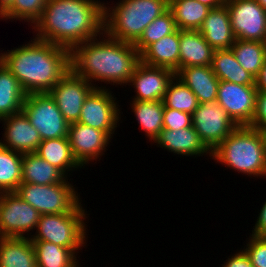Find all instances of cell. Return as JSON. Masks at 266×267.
<instances>
[{
	"mask_svg": "<svg viewBox=\"0 0 266 267\" xmlns=\"http://www.w3.org/2000/svg\"><path fill=\"white\" fill-rule=\"evenodd\" d=\"M175 77L188 86L199 104L216 102L220 80L211 66H191L180 68Z\"/></svg>",
	"mask_w": 266,
	"mask_h": 267,
	"instance_id": "ffe728a7",
	"label": "cell"
},
{
	"mask_svg": "<svg viewBox=\"0 0 266 267\" xmlns=\"http://www.w3.org/2000/svg\"><path fill=\"white\" fill-rule=\"evenodd\" d=\"M113 95L109 88H95L83 102L78 122L105 131L113 137L121 119L120 106Z\"/></svg>",
	"mask_w": 266,
	"mask_h": 267,
	"instance_id": "7c38bea8",
	"label": "cell"
},
{
	"mask_svg": "<svg viewBox=\"0 0 266 267\" xmlns=\"http://www.w3.org/2000/svg\"><path fill=\"white\" fill-rule=\"evenodd\" d=\"M39 217L40 213L16 192L0 193V237L30 238Z\"/></svg>",
	"mask_w": 266,
	"mask_h": 267,
	"instance_id": "9c48e42d",
	"label": "cell"
},
{
	"mask_svg": "<svg viewBox=\"0 0 266 267\" xmlns=\"http://www.w3.org/2000/svg\"><path fill=\"white\" fill-rule=\"evenodd\" d=\"M192 126V115L176 109L164 107L163 129L178 130Z\"/></svg>",
	"mask_w": 266,
	"mask_h": 267,
	"instance_id": "8d00e7d4",
	"label": "cell"
},
{
	"mask_svg": "<svg viewBox=\"0 0 266 267\" xmlns=\"http://www.w3.org/2000/svg\"><path fill=\"white\" fill-rule=\"evenodd\" d=\"M179 69L211 66L214 49L198 30H180Z\"/></svg>",
	"mask_w": 266,
	"mask_h": 267,
	"instance_id": "7402d4cb",
	"label": "cell"
},
{
	"mask_svg": "<svg viewBox=\"0 0 266 267\" xmlns=\"http://www.w3.org/2000/svg\"><path fill=\"white\" fill-rule=\"evenodd\" d=\"M2 51L1 62L26 94L48 93L71 69L70 49L36 38L18 48Z\"/></svg>",
	"mask_w": 266,
	"mask_h": 267,
	"instance_id": "3957f363",
	"label": "cell"
},
{
	"mask_svg": "<svg viewBox=\"0 0 266 267\" xmlns=\"http://www.w3.org/2000/svg\"><path fill=\"white\" fill-rule=\"evenodd\" d=\"M243 250L253 267H266V237L250 235Z\"/></svg>",
	"mask_w": 266,
	"mask_h": 267,
	"instance_id": "d590c367",
	"label": "cell"
},
{
	"mask_svg": "<svg viewBox=\"0 0 266 267\" xmlns=\"http://www.w3.org/2000/svg\"><path fill=\"white\" fill-rule=\"evenodd\" d=\"M236 39L266 43V10L256 0H225Z\"/></svg>",
	"mask_w": 266,
	"mask_h": 267,
	"instance_id": "8fae6325",
	"label": "cell"
},
{
	"mask_svg": "<svg viewBox=\"0 0 266 267\" xmlns=\"http://www.w3.org/2000/svg\"><path fill=\"white\" fill-rule=\"evenodd\" d=\"M176 30L177 26L174 16L171 10L168 9L146 27L139 40L134 44V47L141 54L149 45L157 42L164 36L174 33Z\"/></svg>",
	"mask_w": 266,
	"mask_h": 267,
	"instance_id": "836d02e7",
	"label": "cell"
},
{
	"mask_svg": "<svg viewBox=\"0 0 266 267\" xmlns=\"http://www.w3.org/2000/svg\"><path fill=\"white\" fill-rule=\"evenodd\" d=\"M35 153L60 169L67 177H70L69 171L82 168L73 156L68 137L42 140Z\"/></svg>",
	"mask_w": 266,
	"mask_h": 267,
	"instance_id": "d4e9b609",
	"label": "cell"
},
{
	"mask_svg": "<svg viewBox=\"0 0 266 267\" xmlns=\"http://www.w3.org/2000/svg\"><path fill=\"white\" fill-rule=\"evenodd\" d=\"M37 267H80L76 253L46 241H32Z\"/></svg>",
	"mask_w": 266,
	"mask_h": 267,
	"instance_id": "f546056e",
	"label": "cell"
},
{
	"mask_svg": "<svg viewBox=\"0 0 266 267\" xmlns=\"http://www.w3.org/2000/svg\"><path fill=\"white\" fill-rule=\"evenodd\" d=\"M68 139L73 156L83 168L94 160L97 162L112 141V137L107 132L80 122L70 123Z\"/></svg>",
	"mask_w": 266,
	"mask_h": 267,
	"instance_id": "9a60e30c",
	"label": "cell"
},
{
	"mask_svg": "<svg viewBox=\"0 0 266 267\" xmlns=\"http://www.w3.org/2000/svg\"><path fill=\"white\" fill-rule=\"evenodd\" d=\"M180 30L164 36L149 45L141 54L140 61L146 65L163 67L176 73L179 70Z\"/></svg>",
	"mask_w": 266,
	"mask_h": 267,
	"instance_id": "44dd1931",
	"label": "cell"
},
{
	"mask_svg": "<svg viewBox=\"0 0 266 267\" xmlns=\"http://www.w3.org/2000/svg\"><path fill=\"white\" fill-rule=\"evenodd\" d=\"M230 49L241 67L256 77L266 59V43L236 39Z\"/></svg>",
	"mask_w": 266,
	"mask_h": 267,
	"instance_id": "4dcf8cb0",
	"label": "cell"
},
{
	"mask_svg": "<svg viewBox=\"0 0 266 267\" xmlns=\"http://www.w3.org/2000/svg\"><path fill=\"white\" fill-rule=\"evenodd\" d=\"M261 206L262 208H260V212H258L259 216L257 217L255 226H253L252 234L250 233V235L266 237V201Z\"/></svg>",
	"mask_w": 266,
	"mask_h": 267,
	"instance_id": "ab89813d",
	"label": "cell"
},
{
	"mask_svg": "<svg viewBox=\"0 0 266 267\" xmlns=\"http://www.w3.org/2000/svg\"><path fill=\"white\" fill-rule=\"evenodd\" d=\"M211 159L245 176L265 178L263 133L248 126H238L211 152Z\"/></svg>",
	"mask_w": 266,
	"mask_h": 267,
	"instance_id": "277c9868",
	"label": "cell"
},
{
	"mask_svg": "<svg viewBox=\"0 0 266 267\" xmlns=\"http://www.w3.org/2000/svg\"><path fill=\"white\" fill-rule=\"evenodd\" d=\"M85 210L81 204L74 212L40 215L36 232L30 240L54 243L78 254L88 238L87 222H84L88 214Z\"/></svg>",
	"mask_w": 266,
	"mask_h": 267,
	"instance_id": "8992f818",
	"label": "cell"
},
{
	"mask_svg": "<svg viewBox=\"0 0 266 267\" xmlns=\"http://www.w3.org/2000/svg\"><path fill=\"white\" fill-rule=\"evenodd\" d=\"M197 1L210 7L211 9L218 8L225 4V0H197Z\"/></svg>",
	"mask_w": 266,
	"mask_h": 267,
	"instance_id": "b9f144b4",
	"label": "cell"
},
{
	"mask_svg": "<svg viewBox=\"0 0 266 267\" xmlns=\"http://www.w3.org/2000/svg\"><path fill=\"white\" fill-rule=\"evenodd\" d=\"M154 143L163 150L167 149L180 157L181 155L200 157L207 154V157H211V151L201 141L193 126L178 130L163 129Z\"/></svg>",
	"mask_w": 266,
	"mask_h": 267,
	"instance_id": "ac0fdd59",
	"label": "cell"
},
{
	"mask_svg": "<svg viewBox=\"0 0 266 267\" xmlns=\"http://www.w3.org/2000/svg\"><path fill=\"white\" fill-rule=\"evenodd\" d=\"M266 10V0H256Z\"/></svg>",
	"mask_w": 266,
	"mask_h": 267,
	"instance_id": "ee69618b",
	"label": "cell"
},
{
	"mask_svg": "<svg viewBox=\"0 0 266 267\" xmlns=\"http://www.w3.org/2000/svg\"><path fill=\"white\" fill-rule=\"evenodd\" d=\"M22 183L51 185L70 182L60 169L40 158L36 153H24L22 157Z\"/></svg>",
	"mask_w": 266,
	"mask_h": 267,
	"instance_id": "603a6c76",
	"label": "cell"
},
{
	"mask_svg": "<svg viewBox=\"0 0 266 267\" xmlns=\"http://www.w3.org/2000/svg\"><path fill=\"white\" fill-rule=\"evenodd\" d=\"M113 4L104 3L103 33L130 44H135L146 27L169 9V0H120Z\"/></svg>",
	"mask_w": 266,
	"mask_h": 267,
	"instance_id": "5b68a950",
	"label": "cell"
},
{
	"mask_svg": "<svg viewBox=\"0 0 266 267\" xmlns=\"http://www.w3.org/2000/svg\"><path fill=\"white\" fill-rule=\"evenodd\" d=\"M104 2L100 0H47L32 29L34 38L72 49L101 36Z\"/></svg>",
	"mask_w": 266,
	"mask_h": 267,
	"instance_id": "6da1fadb",
	"label": "cell"
},
{
	"mask_svg": "<svg viewBox=\"0 0 266 267\" xmlns=\"http://www.w3.org/2000/svg\"><path fill=\"white\" fill-rule=\"evenodd\" d=\"M1 267H37L32 241L27 237H0Z\"/></svg>",
	"mask_w": 266,
	"mask_h": 267,
	"instance_id": "cb8c5ba5",
	"label": "cell"
},
{
	"mask_svg": "<svg viewBox=\"0 0 266 267\" xmlns=\"http://www.w3.org/2000/svg\"><path fill=\"white\" fill-rule=\"evenodd\" d=\"M223 263L222 267H253L250 258L242 249L236 254L230 255V258L228 257Z\"/></svg>",
	"mask_w": 266,
	"mask_h": 267,
	"instance_id": "f35d334b",
	"label": "cell"
},
{
	"mask_svg": "<svg viewBox=\"0 0 266 267\" xmlns=\"http://www.w3.org/2000/svg\"><path fill=\"white\" fill-rule=\"evenodd\" d=\"M211 69L220 81L255 86V77L241 67L231 49L214 50Z\"/></svg>",
	"mask_w": 266,
	"mask_h": 267,
	"instance_id": "484cf974",
	"label": "cell"
},
{
	"mask_svg": "<svg viewBox=\"0 0 266 267\" xmlns=\"http://www.w3.org/2000/svg\"><path fill=\"white\" fill-rule=\"evenodd\" d=\"M174 76L175 73L168 68L150 66L140 61L127 84L135 89L136 95L132 101H162Z\"/></svg>",
	"mask_w": 266,
	"mask_h": 267,
	"instance_id": "2e32d148",
	"label": "cell"
},
{
	"mask_svg": "<svg viewBox=\"0 0 266 267\" xmlns=\"http://www.w3.org/2000/svg\"><path fill=\"white\" fill-rule=\"evenodd\" d=\"M169 9L179 30H199L211 10L197 0H169Z\"/></svg>",
	"mask_w": 266,
	"mask_h": 267,
	"instance_id": "83f0119b",
	"label": "cell"
},
{
	"mask_svg": "<svg viewBox=\"0 0 266 267\" xmlns=\"http://www.w3.org/2000/svg\"><path fill=\"white\" fill-rule=\"evenodd\" d=\"M192 126L212 152L238 125L217 103H201L192 114Z\"/></svg>",
	"mask_w": 266,
	"mask_h": 267,
	"instance_id": "30bf717a",
	"label": "cell"
},
{
	"mask_svg": "<svg viewBox=\"0 0 266 267\" xmlns=\"http://www.w3.org/2000/svg\"><path fill=\"white\" fill-rule=\"evenodd\" d=\"M94 89L90 82L70 69L48 93L70 124L78 122L83 102Z\"/></svg>",
	"mask_w": 266,
	"mask_h": 267,
	"instance_id": "4fadbf2b",
	"label": "cell"
},
{
	"mask_svg": "<svg viewBox=\"0 0 266 267\" xmlns=\"http://www.w3.org/2000/svg\"><path fill=\"white\" fill-rule=\"evenodd\" d=\"M22 112L38 130L41 140L68 137L70 124L49 93L27 94Z\"/></svg>",
	"mask_w": 266,
	"mask_h": 267,
	"instance_id": "ba28073f",
	"label": "cell"
},
{
	"mask_svg": "<svg viewBox=\"0 0 266 267\" xmlns=\"http://www.w3.org/2000/svg\"><path fill=\"white\" fill-rule=\"evenodd\" d=\"M4 125L0 145L19 153H35L41 136L23 112L0 119Z\"/></svg>",
	"mask_w": 266,
	"mask_h": 267,
	"instance_id": "e0dca14e",
	"label": "cell"
},
{
	"mask_svg": "<svg viewBox=\"0 0 266 267\" xmlns=\"http://www.w3.org/2000/svg\"><path fill=\"white\" fill-rule=\"evenodd\" d=\"M47 0H14L13 4L0 16L2 20H24L30 26L40 19Z\"/></svg>",
	"mask_w": 266,
	"mask_h": 267,
	"instance_id": "e575fe53",
	"label": "cell"
},
{
	"mask_svg": "<svg viewBox=\"0 0 266 267\" xmlns=\"http://www.w3.org/2000/svg\"><path fill=\"white\" fill-rule=\"evenodd\" d=\"M75 188L72 183L51 185L21 183L15 192L40 215L60 214L74 212L81 205L82 200Z\"/></svg>",
	"mask_w": 266,
	"mask_h": 267,
	"instance_id": "52a82bcc",
	"label": "cell"
},
{
	"mask_svg": "<svg viewBox=\"0 0 266 267\" xmlns=\"http://www.w3.org/2000/svg\"><path fill=\"white\" fill-rule=\"evenodd\" d=\"M13 2L14 0H0V16L13 4Z\"/></svg>",
	"mask_w": 266,
	"mask_h": 267,
	"instance_id": "7bdbcfd3",
	"label": "cell"
},
{
	"mask_svg": "<svg viewBox=\"0 0 266 267\" xmlns=\"http://www.w3.org/2000/svg\"><path fill=\"white\" fill-rule=\"evenodd\" d=\"M256 86L220 81L216 102L238 126H248L255 111Z\"/></svg>",
	"mask_w": 266,
	"mask_h": 267,
	"instance_id": "5bb4252c",
	"label": "cell"
},
{
	"mask_svg": "<svg viewBox=\"0 0 266 267\" xmlns=\"http://www.w3.org/2000/svg\"><path fill=\"white\" fill-rule=\"evenodd\" d=\"M255 86L257 91L266 92V59L258 75L255 77Z\"/></svg>",
	"mask_w": 266,
	"mask_h": 267,
	"instance_id": "60d3db41",
	"label": "cell"
},
{
	"mask_svg": "<svg viewBox=\"0 0 266 267\" xmlns=\"http://www.w3.org/2000/svg\"><path fill=\"white\" fill-rule=\"evenodd\" d=\"M139 62L140 54L134 44L112 39L105 33L70 50L71 70L95 88H106L94 84L96 81L126 87Z\"/></svg>",
	"mask_w": 266,
	"mask_h": 267,
	"instance_id": "7a4b0ae2",
	"label": "cell"
},
{
	"mask_svg": "<svg viewBox=\"0 0 266 267\" xmlns=\"http://www.w3.org/2000/svg\"><path fill=\"white\" fill-rule=\"evenodd\" d=\"M132 112L149 141L154 140L163 130V101H130ZM153 140V141H152Z\"/></svg>",
	"mask_w": 266,
	"mask_h": 267,
	"instance_id": "f1b7e54d",
	"label": "cell"
},
{
	"mask_svg": "<svg viewBox=\"0 0 266 267\" xmlns=\"http://www.w3.org/2000/svg\"><path fill=\"white\" fill-rule=\"evenodd\" d=\"M26 95L17 78L0 61V119L22 112Z\"/></svg>",
	"mask_w": 266,
	"mask_h": 267,
	"instance_id": "4316f807",
	"label": "cell"
},
{
	"mask_svg": "<svg viewBox=\"0 0 266 267\" xmlns=\"http://www.w3.org/2000/svg\"><path fill=\"white\" fill-rule=\"evenodd\" d=\"M162 101L164 107L176 109L191 115L199 105L195 94L175 76L169 82Z\"/></svg>",
	"mask_w": 266,
	"mask_h": 267,
	"instance_id": "d6a6232c",
	"label": "cell"
},
{
	"mask_svg": "<svg viewBox=\"0 0 266 267\" xmlns=\"http://www.w3.org/2000/svg\"><path fill=\"white\" fill-rule=\"evenodd\" d=\"M264 142H265V150H266V133H263Z\"/></svg>",
	"mask_w": 266,
	"mask_h": 267,
	"instance_id": "f6af8a7d",
	"label": "cell"
},
{
	"mask_svg": "<svg viewBox=\"0 0 266 267\" xmlns=\"http://www.w3.org/2000/svg\"><path fill=\"white\" fill-rule=\"evenodd\" d=\"M248 127L266 133V92L257 91L254 117Z\"/></svg>",
	"mask_w": 266,
	"mask_h": 267,
	"instance_id": "74e56055",
	"label": "cell"
},
{
	"mask_svg": "<svg viewBox=\"0 0 266 267\" xmlns=\"http://www.w3.org/2000/svg\"><path fill=\"white\" fill-rule=\"evenodd\" d=\"M198 31L214 50L230 49L236 40L225 4L211 9Z\"/></svg>",
	"mask_w": 266,
	"mask_h": 267,
	"instance_id": "d6986e66",
	"label": "cell"
},
{
	"mask_svg": "<svg viewBox=\"0 0 266 267\" xmlns=\"http://www.w3.org/2000/svg\"><path fill=\"white\" fill-rule=\"evenodd\" d=\"M23 154L0 145V193L15 192L22 183Z\"/></svg>",
	"mask_w": 266,
	"mask_h": 267,
	"instance_id": "1f68e13d",
	"label": "cell"
}]
</instances>
